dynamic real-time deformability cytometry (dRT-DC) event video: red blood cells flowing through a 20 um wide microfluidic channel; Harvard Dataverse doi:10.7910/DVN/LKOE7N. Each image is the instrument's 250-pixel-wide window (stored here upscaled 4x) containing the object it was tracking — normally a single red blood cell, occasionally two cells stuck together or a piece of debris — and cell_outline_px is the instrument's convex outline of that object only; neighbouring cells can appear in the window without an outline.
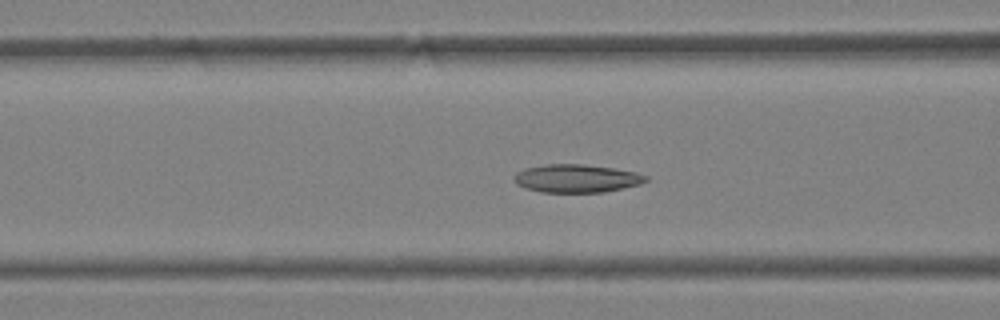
{"species": "Egyptian fruit bat (a non-hibernating species)", "species_latin": "Rousettus aegyptiacus", "temperature_condition": "warm", "stored_images_in_passage": 49, "camera_frame_rate_fps": 3000, "um_per_image_px": 0.085, "animal": {"sex": "female"}, "frame": {"image": 1, "passage_image": 20, "time_ms": 6.333, "image_size_px": [1000, 320], "cell_outline_px": [[648, 180], [640, 184], [604, 192], [540, 192], [524, 188], [516, 184], [512, 176], [516, 172], [524, 168], [544, 164], [584, 164], [616, 168], [636, 172], [648, 176]], "centroid_in_image_um": [48.97, 15.16], "position_along_channel_um": 117.6, "area_um2": 21.85}}
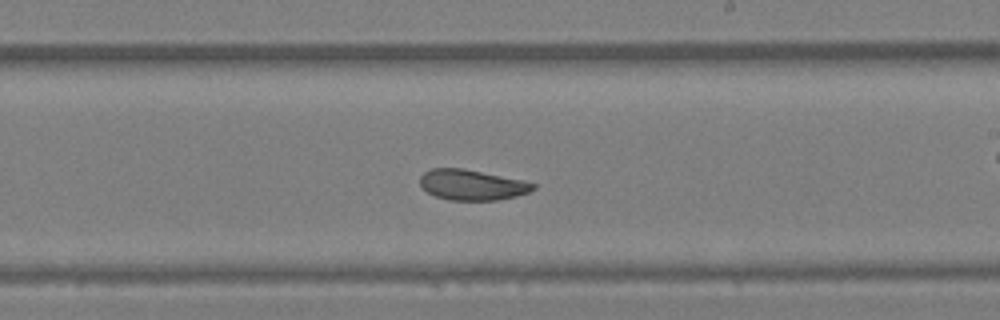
{"frame": {"image": 2, "passage_image": 29, "time_ms": 9.333, "image_size_px": [1000, 320], "cell_outline_px": [[536, 188], [528, 192], [516, 196], [496, 200], [448, 200], [436, 196], [428, 192], [420, 184], [420, 176], [424, 172], [432, 168], [464, 168], [524, 180], [536, 184]], "centroid_in_image_um": [40.13, 15.7], "position_along_channel_um": 248.9, "area_um2": 20.11}}
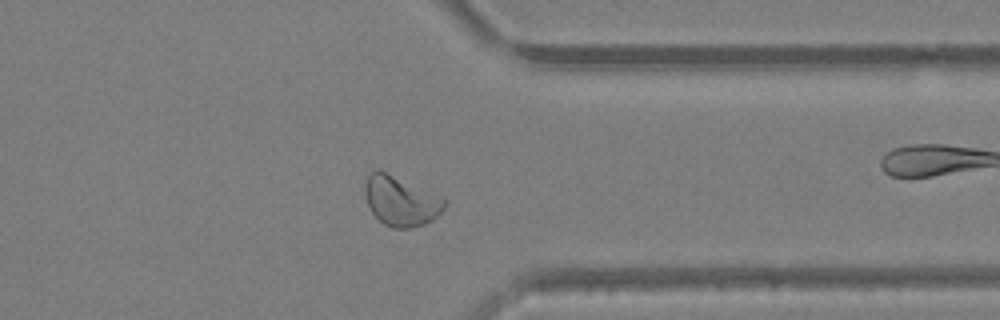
{"frame": {"image": 3, "passage_image": 38, "time_ms": 12.333, "image_size_px": [1000, 320], "cell_outline_px": [[448, 204], [432, 220], [424, 224], [412, 228], [392, 228], [384, 224], [372, 212], [368, 204], [364, 192], [364, 188], [368, 176], [376, 168], [448, 200]], "centroid_in_image_um": [34.07, 17.11], "position_along_channel_um": 377.3, "area_um2": 22.66}, "authors_computed_cell_mechanics": {"area_um2": 23.6402, "velocity_mm_per_s": 4.3838, "shape_relaxation_time_tau1_ms": 8.6019, "shape_relaxation_time_tau2_ms": 2.2921, "deformation_change_tau1": 0.1776, "deformation_change_tau2": 0.0863}}